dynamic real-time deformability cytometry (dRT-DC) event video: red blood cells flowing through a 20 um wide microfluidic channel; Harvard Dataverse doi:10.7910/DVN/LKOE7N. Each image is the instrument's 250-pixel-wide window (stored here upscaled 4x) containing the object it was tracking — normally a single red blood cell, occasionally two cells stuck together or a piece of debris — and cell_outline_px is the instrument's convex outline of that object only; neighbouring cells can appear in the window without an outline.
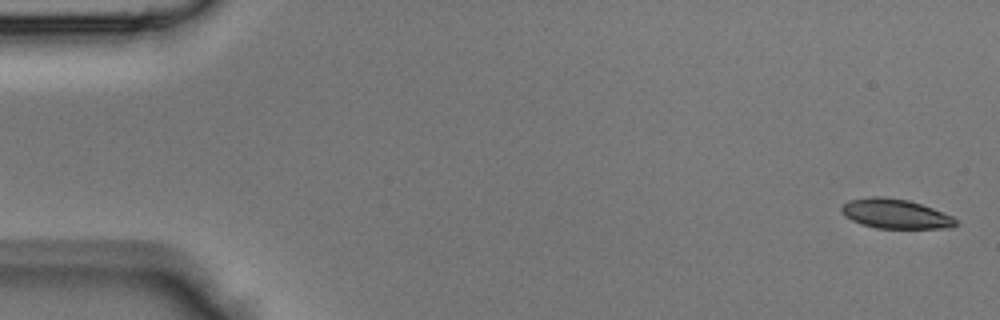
{"species": "Egyptian fruit bat (a non-hibernating species)", "species_latin": "Rousettus aegyptiacus", "temperature_condition": "room temperature", "stored_images_in_passage": 43, "camera_frame_rate_fps": 3000, "um_per_image_px": 0.085, "animal": {"sex": "male"}, "frame": {"image": 1, "passage_image": 1, "time_ms": 0.0, "image_size_px": [1000, 320], "cell_outline_px": [[956, 224], [952, 228], [876, 228], [860, 224], [844, 216], [840, 212], [840, 208], [848, 200], [868, 196], [884, 196], [908, 200], [932, 208], [952, 216], [956, 220]], "centroid_in_image_um": [76.05, 18.16], "position_along_channel_um": 8.9, "area_um2": 19.77}}
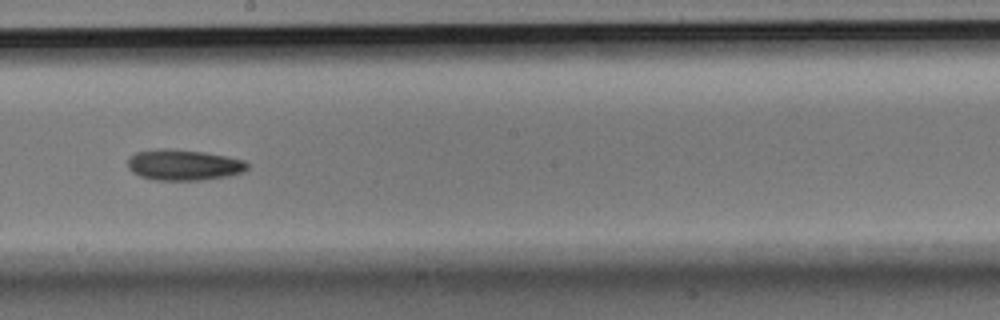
{"frame": {"image": 2, "passage_image": 24, "time_ms": 7.667, "image_size_px": [1000, 320], "cell_outline_px": [[248, 168], [240, 172], [228, 176], [200, 180], [152, 180], [140, 176], [132, 172], [128, 168], [128, 156], [136, 152], [156, 148], [172, 148], [204, 152], [244, 160], [248, 164]], "centroid_in_image_um": [15.54, 14.01], "position_along_channel_um": 232.7, "area_um2": 21.62}}
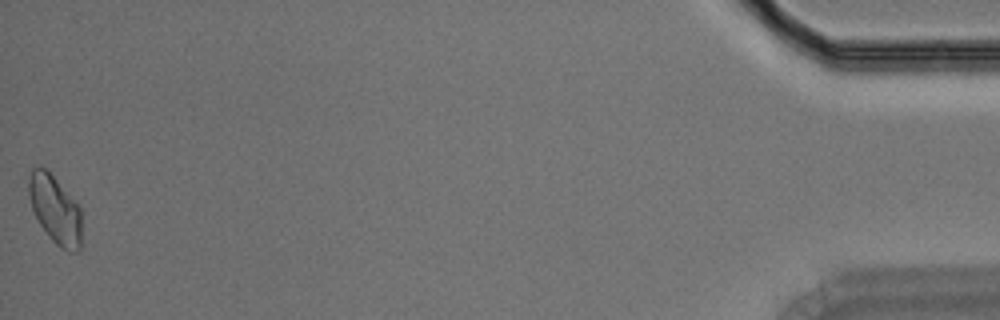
{"frame": {"image": 3, "passage_image": 43, "time_ms": 14.0, "image_size_px": [1000, 320], "cell_outline_px": [[80, 252], [68, 252], [60, 248], [48, 236], [40, 224], [32, 208], [28, 192], [28, 180], [32, 168], [40, 164], [48, 168], [80, 208]], "centroid_in_image_um": [4.66, 17.77], "position_along_channel_um": 430.5, "area_um2": 21.15}}